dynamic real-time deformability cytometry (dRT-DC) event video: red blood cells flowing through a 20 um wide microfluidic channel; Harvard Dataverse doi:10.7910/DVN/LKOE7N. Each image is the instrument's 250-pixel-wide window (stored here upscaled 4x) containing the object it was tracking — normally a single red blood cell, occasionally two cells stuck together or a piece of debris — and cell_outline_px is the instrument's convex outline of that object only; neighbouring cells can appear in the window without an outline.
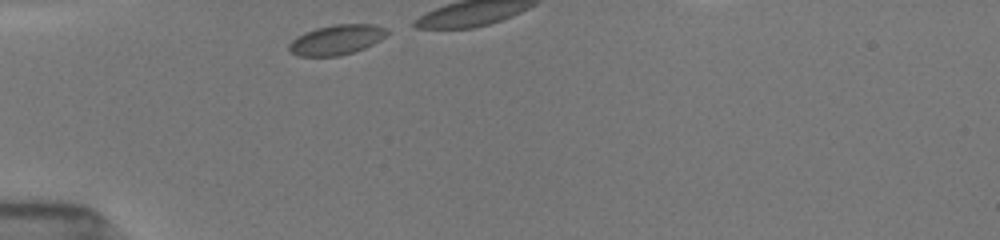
{"species": "common noctule bat (a hibernating species)", "species_latin": "Nyctalus noctula", "temperature_condition": "room temperature", "stored_images_in_passage": 7, "camera_frame_rate_fps": 3000, "um_per_image_px": 0.085, "animal": {"sex": "female", "body_mass_g": 19.5, "forearm_length_mm": 54.1}, "frame": {"image": 1, "passage_image": 1, "time_ms": 0.0, "image_size_px": [1000, 240], "cell_outline_px": [[388, 32], [380, 40], [364, 48], [340, 56], [300, 56], [292, 52], [288, 48], [288, 44], [296, 36], [304, 32], [316, 28], [336, 24], [372, 24], [388, 28]], "centroid_in_image_um": [28.6, 3.37], "position_along_channel_um": 56.4, "area_um2": 17.05}}